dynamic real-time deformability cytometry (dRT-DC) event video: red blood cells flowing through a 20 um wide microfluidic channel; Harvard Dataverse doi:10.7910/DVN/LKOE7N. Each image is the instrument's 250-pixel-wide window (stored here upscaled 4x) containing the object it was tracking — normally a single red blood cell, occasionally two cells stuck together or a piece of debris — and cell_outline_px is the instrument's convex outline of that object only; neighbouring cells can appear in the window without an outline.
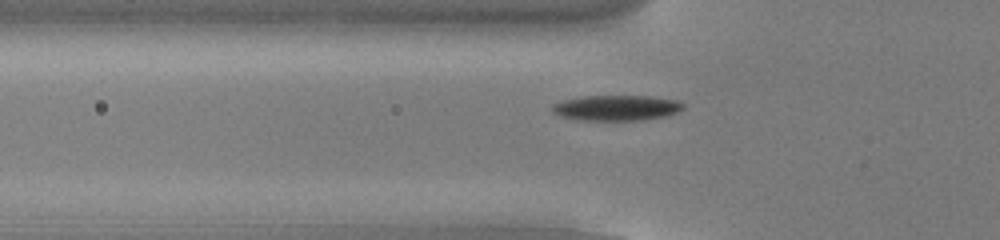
{"species": "common noctule bat (a hibernating species)", "species_latin": "Nyctalus noctula", "temperature_condition": "cold", "stored_images_in_passage": 41, "camera_frame_rate_fps": 3000, "um_per_image_px": 0.085, "animal": {"sex": "male", "body_mass_g": 13.0, "forearm_length_mm": 53.1}, "frame": {"image": 1, "passage_image": 5, "time_ms": 1.333, "image_size_px": [1000, 240], "cell_outline_px": [[684, 108], [668, 116], [644, 120], [580, 120], [560, 116], [552, 112], [552, 104], [564, 100], [584, 96], [648, 96], [676, 100], [684, 104]], "centroid_in_image_um": [52.4, 9.17], "position_along_channel_um": 73.4, "area_um2": 19.42}}
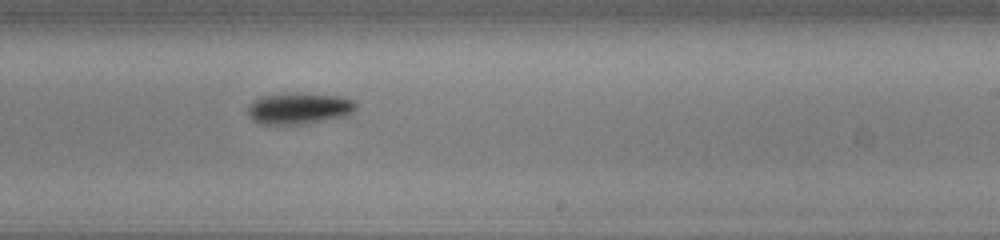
{"frame": {"image": 2, "passage_image": 20, "time_ms": 6.333, "image_size_px": [1000, 240], "cell_outline_px": [[356, 108], [348, 116], [304, 124], [260, 124], [252, 120], [248, 116], [248, 104], [252, 100], [260, 96], [336, 96], [352, 100], [356, 104]], "centroid_in_image_um": [25.38, 9.28], "position_along_channel_um": 263.6, "area_um2": 18.9}}
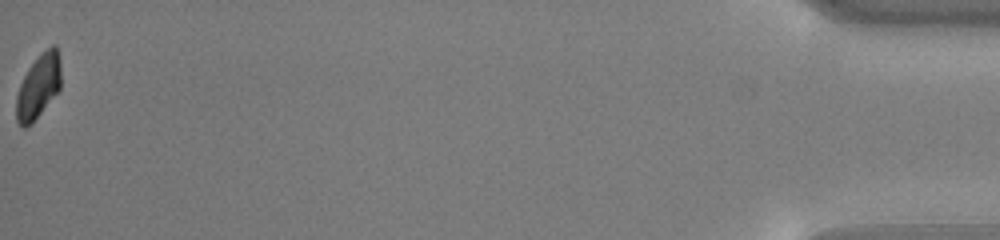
{"frame": {"image": 3, "passage_image": 41, "time_ms": 13.333, "image_size_px": [1000, 240], "cell_outline_px": [[60, 88], [32, 124], [24, 128], [16, 120], [16, 96], [20, 84], [28, 68], [52, 44], [56, 44], [60, 64]], "centroid_in_image_um": [3.25, 7.38], "position_along_channel_um": 431.9, "area_um2": 16.36}, "authors_computed_cell_mechanics": {"area_um2": 18.4382, "velocity_mm_per_s": 3.8135, "shape_relaxation_time_tau1_ms": 1.5623, "shape_relaxation_time_tau2_ms": null, "deformation_change_tau1": 0.1079, "deformation_change_tau2": null}}